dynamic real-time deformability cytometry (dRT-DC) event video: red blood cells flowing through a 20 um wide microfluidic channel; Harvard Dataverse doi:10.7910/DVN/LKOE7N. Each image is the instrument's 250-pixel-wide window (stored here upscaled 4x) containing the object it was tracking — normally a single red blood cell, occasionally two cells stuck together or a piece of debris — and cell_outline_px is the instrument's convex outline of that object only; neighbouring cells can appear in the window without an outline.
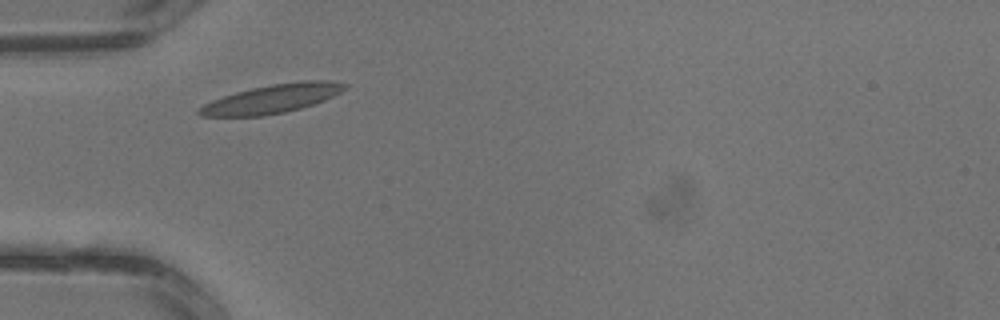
{"species": "common noctule bat (a hibernating species)", "species_latin": "Nyctalus noctula", "temperature_condition": "warm", "stored_images_in_passage": 1, "camera_frame_rate_fps": 3000, "um_per_image_px": 0.085, "animal": {"sex": "male", "body_mass_g": 13.3}, "frame": {"image": 1, "passage_image": 1, "time_ms": 0.0, "image_size_px": [1000, 320], "cell_outline_px": [[348, 88], [324, 100], [300, 108], [284, 112], [264, 116], [200, 116], [196, 112], [204, 104], [212, 100], [236, 92], [252, 88], [272, 84], [300, 80], [328, 80], [348, 84]], "centroid_in_image_um": [23.14, 8.38], "position_along_channel_um": 61.9, "area_um2": 24.22}}